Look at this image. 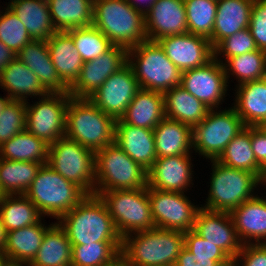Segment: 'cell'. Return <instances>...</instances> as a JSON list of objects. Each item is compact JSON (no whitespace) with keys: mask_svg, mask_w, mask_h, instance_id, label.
Returning <instances> with one entry per match:
<instances>
[{"mask_svg":"<svg viewBox=\"0 0 266 266\" xmlns=\"http://www.w3.org/2000/svg\"><path fill=\"white\" fill-rule=\"evenodd\" d=\"M230 214L243 245L251 244L250 239L256 244L266 243V199L254 196L233 209ZM262 239L265 241L262 242Z\"/></svg>","mask_w":266,"mask_h":266,"instance_id":"603a6c76","label":"cell"},{"mask_svg":"<svg viewBox=\"0 0 266 266\" xmlns=\"http://www.w3.org/2000/svg\"><path fill=\"white\" fill-rule=\"evenodd\" d=\"M23 265H27L29 266L28 263H22V262H14V261H9L6 260L2 266H23Z\"/></svg>","mask_w":266,"mask_h":266,"instance_id":"11a10c76","label":"cell"},{"mask_svg":"<svg viewBox=\"0 0 266 266\" xmlns=\"http://www.w3.org/2000/svg\"><path fill=\"white\" fill-rule=\"evenodd\" d=\"M165 117L177 120L191 128L198 125L209 111L200 100L181 86L164 93Z\"/></svg>","mask_w":266,"mask_h":266,"instance_id":"1f68e13d","label":"cell"},{"mask_svg":"<svg viewBox=\"0 0 266 266\" xmlns=\"http://www.w3.org/2000/svg\"><path fill=\"white\" fill-rule=\"evenodd\" d=\"M7 259L3 256L2 253H0V266L3 265V263L6 261Z\"/></svg>","mask_w":266,"mask_h":266,"instance_id":"6f0895ef","label":"cell"},{"mask_svg":"<svg viewBox=\"0 0 266 266\" xmlns=\"http://www.w3.org/2000/svg\"><path fill=\"white\" fill-rule=\"evenodd\" d=\"M56 31H69L93 24V0H47Z\"/></svg>","mask_w":266,"mask_h":266,"instance_id":"d6a6232c","label":"cell"},{"mask_svg":"<svg viewBox=\"0 0 266 266\" xmlns=\"http://www.w3.org/2000/svg\"><path fill=\"white\" fill-rule=\"evenodd\" d=\"M235 100L238 116L247 127H261L266 124V77L245 82L237 87Z\"/></svg>","mask_w":266,"mask_h":266,"instance_id":"484cf974","label":"cell"},{"mask_svg":"<svg viewBox=\"0 0 266 266\" xmlns=\"http://www.w3.org/2000/svg\"><path fill=\"white\" fill-rule=\"evenodd\" d=\"M223 64L227 81L229 71L237 76L238 85L266 77V51L256 50L228 58ZM226 64V65H225ZM229 67V68H227ZM229 70V71H228Z\"/></svg>","mask_w":266,"mask_h":266,"instance_id":"ab89813d","label":"cell"},{"mask_svg":"<svg viewBox=\"0 0 266 266\" xmlns=\"http://www.w3.org/2000/svg\"><path fill=\"white\" fill-rule=\"evenodd\" d=\"M59 219L58 224L64 229L72 245L122 242L112 217L99 196L87 195Z\"/></svg>","mask_w":266,"mask_h":266,"instance_id":"7a4b0ae2","label":"cell"},{"mask_svg":"<svg viewBox=\"0 0 266 266\" xmlns=\"http://www.w3.org/2000/svg\"><path fill=\"white\" fill-rule=\"evenodd\" d=\"M140 90L131 66L127 63L113 73L88 99L106 115L120 119Z\"/></svg>","mask_w":266,"mask_h":266,"instance_id":"9a60e30c","label":"cell"},{"mask_svg":"<svg viewBox=\"0 0 266 266\" xmlns=\"http://www.w3.org/2000/svg\"><path fill=\"white\" fill-rule=\"evenodd\" d=\"M167 58L181 71L201 67L214 58V48L208 38L186 33L157 40Z\"/></svg>","mask_w":266,"mask_h":266,"instance_id":"e0dca14e","label":"cell"},{"mask_svg":"<svg viewBox=\"0 0 266 266\" xmlns=\"http://www.w3.org/2000/svg\"><path fill=\"white\" fill-rule=\"evenodd\" d=\"M6 237H7V231L4 228V225L0 217V253H3V250L5 248Z\"/></svg>","mask_w":266,"mask_h":266,"instance_id":"db71d44e","label":"cell"},{"mask_svg":"<svg viewBox=\"0 0 266 266\" xmlns=\"http://www.w3.org/2000/svg\"><path fill=\"white\" fill-rule=\"evenodd\" d=\"M254 0H218L213 34L209 38L215 48L223 39L249 28Z\"/></svg>","mask_w":266,"mask_h":266,"instance_id":"cb8c5ba5","label":"cell"},{"mask_svg":"<svg viewBox=\"0 0 266 266\" xmlns=\"http://www.w3.org/2000/svg\"><path fill=\"white\" fill-rule=\"evenodd\" d=\"M10 100V98L8 96H6V98H2L0 97V114L3 111V108L5 107V105L7 104V102Z\"/></svg>","mask_w":266,"mask_h":266,"instance_id":"9f6ffc18","label":"cell"},{"mask_svg":"<svg viewBox=\"0 0 266 266\" xmlns=\"http://www.w3.org/2000/svg\"><path fill=\"white\" fill-rule=\"evenodd\" d=\"M221 164L256 174L262 181L266 171L257 163L251 146V127H245L226 146L217 159Z\"/></svg>","mask_w":266,"mask_h":266,"instance_id":"e575fe53","label":"cell"},{"mask_svg":"<svg viewBox=\"0 0 266 266\" xmlns=\"http://www.w3.org/2000/svg\"><path fill=\"white\" fill-rule=\"evenodd\" d=\"M93 26L128 50L147 40L145 14L127 0H93Z\"/></svg>","mask_w":266,"mask_h":266,"instance_id":"3957f363","label":"cell"},{"mask_svg":"<svg viewBox=\"0 0 266 266\" xmlns=\"http://www.w3.org/2000/svg\"><path fill=\"white\" fill-rule=\"evenodd\" d=\"M256 50H258V48L255 40L252 37L249 28H246L223 39L214 48V57L223 53L227 60L233 56H239Z\"/></svg>","mask_w":266,"mask_h":266,"instance_id":"f6af8a7d","label":"cell"},{"mask_svg":"<svg viewBox=\"0 0 266 266\" xmlns=\"http://www.w3.org/2000/svg\"><path fill=\"white\" fill-rule=\"evenodd\" d=\"M147 173L115 143L108 145L95 152L94 195L117 189L145 188Z\"/></svg>","mask_w":266,"mask_h":266,"instance_id":"52a82bcc","label":"cell"},{"mask_svg":"<svg viewBox=\"0 0 266 266\" xmlns=\"http://www.w3.org/2000/svg\"><path fill=\"white\" fill-rule=\"evenodd\" d=\"M114 266H127L121 259Z\"/></svg>","mask_w":266,"mask_h":266,"instance_id":"680465c9","label":"cell"},{"mask_svg":"<svg viewBox=\"0 0 266 266\" xmlns=\"http://www.w3.org/2000/svg\"><path fill=\"white\" fill-rule=\"evenodd\" d=\"M149 41L188 33L184 0H157L145 13Z\"/></svg>","mask_w":266,"mask_h":266,"instance_id":"d6986e66","label":"cell"},{"mask_svg":"<svg viewBox=\"0 0 266 266\" xmlns=\"http://www.w3.org/2000/svg\"><path fill=\"white\" fill-rule=\"evenodd\" d=\"M132 6H133V8H135L136 10H138V11H140V12H143L144 14L147 12V11H149L151 8H152V5L157 1V0H147V2H148V4H147V2H146V0H141V2L142 1H145L146 2V7L145 8H143L142 9V7H140V5L138 6V2L140 1V0H127ZM136 1H138V2H136ZM144 2V3H145Z\"/></svg>","mask_w":266,"mask_h":266,"instance_id":"f5cc1de1","label":"cell"},{"mask_svg":"<svg viewBox=\"0 0 266 266\" xmlns=\"http://www.w3.org/2000/svg\"><path fill=\"white\" fill-rule=\"evenodd\" d=\"M128 64L140 89L164 94L169 89L181 85L182 72L167 58L157 41L146 40L130 48Z\"/></svg>","mask_w":266,"mask_h":266,"instance_id":"8992f818","label":"cell"},{"mask_svg":"<svg viewBox=\"0 0 266 266\" xmlns=\"http://www.w3.org/2000/svg\"><path fill=\"white\" fill-rule=\"evenodd\" d=\"M0 86L8 92L10 100L25 101L27 96H44L48 92L35 75L17 57L0 73ZM26 95V96H25Z\"/></svg>","mask_w":266,"mask_h":266,"instance_id":"f546056e","label":"cell"},{"mask_svg":"<svg viewBox=\"0 0 266 266\" xmlns=\"http://www.w3.org/2000/svg\"><path fill=\"white\" fill-rule=\"evenodd\" d=\"M122 242L72 245L71 266H114L120 260Z\"/></svg>","mask_w":266,"mask_h":266,"instance_id":"f35d334b","label":"cell"},{"mask_svg":"<svg viewBox=\"0 0 266 266\" xmlns=\"http://www.w3.org/2000/svg\"><path fill=\"white\" fill-rule=\"evenodd\" d=\"M105 203L121 238L132 232L151 230L152 219L148 187L136 190L117 189L98 195Z\"/></svg>","mask_w":266,"mask_h":266,"instance_id":"9c48e42d","label":"cell"},{"mask_svg":"<svg viewBox=\"0 0 266 266\" xmlns=\"http://www.w3.org/2000/svg\"><path fill=\"white\" fill-rule=\"evenodd\" d=\"M178 266H232L233 260H211L210 258L196 257L185 246L178 255Z\"/></svg>","mask_w":266,"mask_h":266,"instance_id":"681fc988","label":"cell"},{"mask_svg":"<svg viewBox=\"0 0 266 266\" xmlns=\"http://www.w3.org/2000/svg\"><path fill=\"white\" fill-rule=\"evenodd\" d=\"M50 225L29 266H71L72 244L66 232L58 223Z\"/></svg>","mask_w":266,"mask_h":266,"instance_id":"836d02e7","label":"cell"},{"mask_svg":"<svg viewBox=\"0 0 266 266\" xmlns=\"http://www.w3.org/2000/svg\"><path fill=\"white\" fill-rule=\"evenodd\" d=\"M0 217L4 228L9 232L35 225L41 220L42 215L24 194H18L3 195L0 198Z\"/></svg>","mask_w":266,"mask_h":266,"instance_id":"8d00e7d4","label":"cell"},{"mask_svg":"<svg viewBox=\"0 0 266 266\" xmlns=\"http://www.w3.org/2000/svg\"><path fill=\"white\" fill-rule=\"evenodd\" d=\"M24 195L41 215L53 216L57 220L87 196L79 186L65 179L48 164L40 167Z\"/></svg>","mask_w":266,"mask_h":266,"instance_id":"5b68a950","label":"cell"},{"mask_svg":"<svg viewBox=\"0 0 266 266\" xmlns=\"http://www.w3.org/2000/svg\"><path fill=\"white\" fill-rule=\"evenodd\" d=\"M245 127L234 107L219 112L209 109L206 117L193 128L194 150L210 160H217Z\"/></svg>","mask_w":266,"mask_h":266,"instance_id":"8fae6325","label":"cell"},{"mask_svg":"<svg viewBox=\"0 0 266 266\" xmlns=\"http://www.w3.org/2000/svg\"><path fill=\"white\" fill-rule=\"evenodd\" d=\"M67 32L72 36L83 62L99 57L113 46L111 41L93 25L74 28Z\"/></svg>","mask_w":266,"mask_h":266,"instance_id":"b9f144b4","label":"cell"},{"mask_svg":"<svg viewBox=\"0 0 266 266\" xmlns=\"http://www.w3.org/2000/svg\"><path fill=\"white\" fill-rule=\"evenodd\" d=\"M114 143L147 171L157 159L152 129L135 127L117 119Z\"/></svg>","mask_w":266,"mask_h":266,"instance_id":"44dd1931","label":"cell"},{"mask_svg":"<svg viewBox=\"0 0 266 266\" xmlns=\"http://www.w3.org/2000/svg\"><path fill=\"white\" fill-rule=\"evenodd\" d=\"M157 158L190 155L193 148V128L164 117L153 129Z\"/></svg>","mask_w":266,"mask_h":266,"instance_id":"4316f807","label":"cell"},{"mask_svg":"<svg viewBox=\"0 0 266 266\" xmlns=\"http://www.w3.org/2000/svg\"><path fill=\"white\" fill-rule=\"evenodd\" d=\"M128 63V49L113 45L99 57L84 62L79 77L69 87L73 98H89L113 73Z\"/></svg>","mask_w":266,"mask_h":266,"instance_id":"5bb4252c","label":"cell"},{"mask_svg":"<svg viewBox=\"0 0 266 266\" xmlns=\"http://www.w3.org/2000/svg\"><path fill=\"white\" fill-rule=\"evenodd\" d=\"M214 57L207 64L181 73V87L200 100L207 108L218 107L227 90L223 62Z\"/></svg>","mask_w":266,"mask_h":266,"instance_id":"2e32d148","label":"cell"},{"mask_svg":"<svg viewBox=\"0 0 266 266\" xmlns=\"http://www.w3.org/2000/svg\"><path fill=\"white\" fill-rule=\"evenodd\" d=\"M249 30L257 48L266 51V0H254Z\"/></svg>","mask_w":266,"mask_h":266,"instance_id":"7dc6e473","label":"cell"},{"mask_svg":"<svg viewBox=\"0 0 266 266\" xmlns=\"http://www.w3.org/2000/svg\"><path fill=\"white\" fill-rule=\"evenodd\" d=\"M51 61L61 80L70 87L79 77L83 60L67 31H56L47 40Z\"/></svg>","mask_w":266,"mask_h":266,"instance_id":"d4e9b609","label":"cell"},{"mask_svg":"<svg viewBox=\"0 0 266 266\" xmlns=\"http://www.w3.org/2000/svg\"><path fill=\"white\" fill-rule=\"evenodd\" d=\"M6 10L0 14V41L17 54L33 39L20 19L8 7Z\"/></svg>","mask_w":266,"mask_h":266,"instance_id":"7bdbcfd3","label":"cell"},{"mask_svg":"<svg viewBox=\"0 0 266 266\" xmlns=\"http://www.w3.org/2000/svg\"><path fill=\"white\" fill-rule=\"evenodd\" d=\"M8 8L20 19L33 40L47 41L56 32L47 0H12Z\"/></svg>","mask_w":266,"mask_h":266,"instance_id":"f1b7e54d","label":"cell"},{"mask_svg":"<svg viewBox=\"0 0 266 266\" xmlns=\"http://www.w3.org/2000/svg\"><path fill=\"white\" fill-rule=\"evenodd\" d=\"M251 146L257 163L266 171V128L251 127Z\"/></svg>","mask_w":266,"mask_h":266,"instance_id":"f907efd6","label":"cell"},{"mask_svg":"<svg viewBox=\"0 0 266 266\" xmlns=\"http://www.w3.org/2000/svg\"><path fill=\"white\" fill-rule=\"evenodd\" d=\"M35 75L48 93H68L69 87L61 80L54 67L47 41L32 40L16 55Z\"/></svg>","mask_w":266,"mask_h":266,"instance_id":"7402d4cb","label":"cell"},{"mask_svg":"<svg viewBox=\"0 0 266 266\" xmlns=\"http://www.w3.org/2000/svg\"><path fill=\"white\" fill-rule=\"evenodd\" d=\"M41 163L0 158V189L4 195L25 194Z\"/></svg>","mask_w":266,"mask_h":266,"instance_id":"74e56055","label":"cell"},{"mask_svg":"<svg viewBox=\"0 0 266 266\" xmlns=\"http://www.w3.org/2000/svg\"><path fill=\"white\" fill-rule=\"evenodd\" d=\"M48 228L40 220L35 225L7 232L3 256L9 261L29 264L39 250Z\"/></svg>","mask_w":266,"mask_h":266,"instance_id":"4dcf8cb0","label":"cell"},{"mask_svg":"<svg viewBox=\"0 0 266 266\" xmlns=\"http://www.w3.org/2000/svg\"><path fill=\"white\" fill-rule=\"evenodd\" d=\"M48 166L65 179L74 182L87 195H94L95 152L67 137L48 148Z\"/></svg>","mask_w":266,"mask_h":266,"instance_id":"30bf717a","label":"cell"},{"mask_svg":"<svg viewBox=\"0 0 266 266\" xmlns=\"http://www.w3.org/2000/svg\"><path fill=\"white\" fill-rule=\"evenodd\" d=\"M193 230L203 239L221 248L232 260L242 249L230 212L199 208Z\"/></svg>","mask_w":266,"mask_h":266,"instance_id":"ac0fdd59","label":"cell"},{"mask_svg":"<svg viewBox=\"0 0 266 266\" xmlns=\"http://www.w3.org/2000/svg\"><path fill=\"white\" fill-rule=\"evenodd\" d=\"M164 117V94L140 89L120 119L129 125L153 130Z\"/></svg>","mask_w":266,"mask_h":266,"instance_id":"83f0119b","label":"cell"},{"mask_svg":"<svg viewBox=\"0 0 266 266\" xmlns=\"http://www.w3.org/2000/svg\"><path fill=\"white\" fill-rule=\"evenodd\" d=\"M69 93H48L36 104L26 101V130L48 145L65 137Z\"/></svg>","mask_w":266,"mask_h":266,"instance_id":"7c38bea8","label":"cell"},{"mask_svg":"<svg viewBox=\"0 0 266 266\" xmlns=\"http://www.w3.org/2000/svg\"><path fill=\"white\" fill-rule=\"evenodd\" d=\"M150 209L155 227L186 232L194 227L195 207L184 193L148 188Z\"/></svg>","mask_w":266,"mask_h":266,"instance_id":"4fadbf2b","label":"cell"},{"mask_svg":"<svg viewBox=\"0 0 266 266\" xmlns=\"http://www.w3.org/2000/svg\"><path fill=\"white\" fill-rule=\"evenodd\" d=\"M116 120L88 98H70L65 137L94 152L115 142Z\"/></svg>","mask_w":266,"mask_h":266,"instance_id":"277c9868","label":"cell"},{"mask_svg":"<svg viewBox=\"0 0 266 266\" xmlns=\"http://www.w3.org/2000/svg\"><path fill=\"white\" fill-rule=\"evenodd\" d=\"M190 159V160H189ZM191 158L176 155L157 158L147 173V187L162 191L184 193L191 183Z\"/></svg>","mask_w":266,"mask_h":266,"instance_id":"ffe728a7","label":"cell"},{"mask_svg":"<svg viewBox=\"0 0 266 266\" xmlns=\"http://www.w3.org/2000/svg\"><path fill=\"white\" fill-rule=\"evenodd\" d=\"M188 33L210 38L217 12L216 0H184Z\"/></svg>","mask_w":266,"mask_h":266,"instance_id":"60d3db41","label":"cell"},{"mask_svg":"<svg viewBox=\"0 0 266 266\" xmlns=\"http://www.w3.org/2000/svg\"><path fill=\"white\" fill-rule=\"evenodd\" d=\"M213 172L207 204L201 208L231 212L244 201L252 199L253 190L263 181L254 173L231 168L211 160Z\"/></svg>","mask_w":266,"mask_h":266,"instance_id":"ba28073f","label":"cell"},{"mask_svg":"<svg viewBox=\"0 0 266 266\" xmlns=\"http://www.w3.org/2000/svg\"><path fill=\"white\" fill-rule=\"evenodd\" d=\"M164 266H178L176 263L173 264H168V265H164Z\"/></svg>","mask_w":266,"mask_h":266,"instance_id":"91938a15","label":"cell"},{"mask_svg":"<svg viewBox=\"0 0 266 266\" xmlns=\"http://www.w3.org/2000/svg\"><path fill=\"white\" fill-rule=\"evenodd\" d=\"M122 238L120 259L127 266H164L177 262L184 232L153 227ZM132 236V237H131Z\"/></svg>","mask_w":266,"mask_h":266,"instance_id":"6da1fadb","label":"cell"},{"mask_svg":"<svg viewBox=\"0 0 266 266\" xmlns=\"http://www.w3.org/2000/svg\"><path fill=\"white\" fill-rule=\"evenodd\" d=\"M16 55V53L0 41V73L16 58Z\"/></svg>","mask_w":266,"mask_h":266,"instance_id":"816d5d0a","label":"cell"},{"mask_svg":"<svg viewBox=\"0 0 266 266\" xmlns=\"http://www.w3.org/2000/svg\"><path fill=\"white\" fill-rule=\"evenodd\" d=\"M184 246L196 257L232 260L221 248L203 239L193 229L184 232Z\"/></svg>","mask_w":266,"mask_h":266,"instance_id":"bcb514c9","label":"cell"},{"mask_svg":"<svg viewBox=\"0 0 266 266\" xmlns=\"http://www.w3.org/2000/svg\"><path fill=\"white\" fill-rule=\"evenodd\" d=\"M4 194L2 193L1 189H0V198L3 196Z\"/></svg>","mask_w":266,"mask_h":266,"instance_id":"94428289","label":"cell"},{"mask_svg":"<svg viewBox=\"0 0 266 266\" xmlns=\"http://www.w3.org/2000/svg\"><path fill=\"white\" fill-rule=\"evenodd\" d=\"M48 148L47 143L25 129L0 146V158L45 165L48 162Z\"/></svg>","mask_w":266,"mask_h":266,"instance_id":"d590c367","label":"cell"},{"mask_svg":"<svg viewBox=\"0 0 266 266\" xmlns=\"http://www.w3.org/2000/svg\"><path fill=\"white\" fill-rule=\"evenodd\" d=\"M242 266H266V243H251L242 246L241 251L233 259V266H238L242 258Z\"/></svg>","mask_w":266,"mask_h":266,"instance_id":"c3c4849f","label":"cell"},{"mask_svg":"<svg viewBox=\"0 0 266 266\" xmlns=\"http://www.w3.org/2000/svg\"><path fill=\"white\" fill-rule=\"evenodd\" d=\"M26 129V102L9 100L0 114V146Z\"/></svg>","mask_w":266,"mask_h":266,"instance_id":"ee69618b","label":"cell"}]
</instances>
